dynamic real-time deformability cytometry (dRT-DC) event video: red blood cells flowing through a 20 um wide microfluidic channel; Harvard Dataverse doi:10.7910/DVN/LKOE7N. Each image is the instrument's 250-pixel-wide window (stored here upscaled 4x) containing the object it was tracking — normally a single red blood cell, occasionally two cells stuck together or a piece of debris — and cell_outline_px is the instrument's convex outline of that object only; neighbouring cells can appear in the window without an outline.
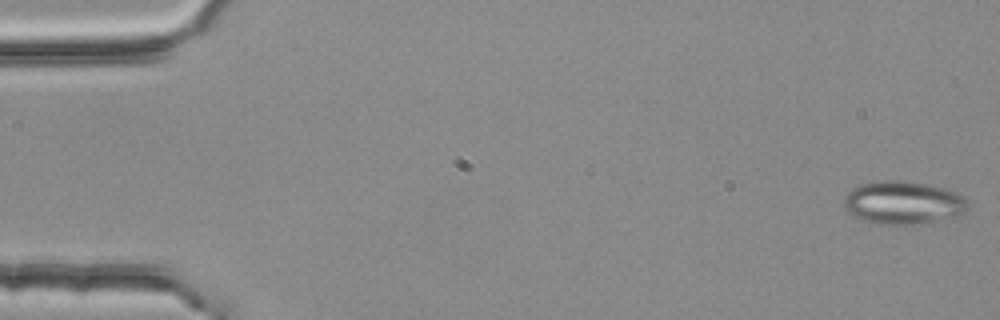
{"species": "common noctule bat (a hibernating species)", "species_latin": "Nyctalus noctula", "temperature_condition": "room temperature", "stored_images_in_passage": 5, "camera_frame_rate_fps": 3000, "um_per_image_px": 0.085, "animal": {"sex": "female", "body_mass_g": 25.1}, "frame": {"image": 1, "passage_image": 1, "time_ms": 0.0, "image_size_px": [1000, 320], "cell_outline_px": [[968, 208], [964, 212], [956, 216], [936, 220], [912, 224], [880, 224], [864, 220], [848, 212], [844, 208], [844, 196], [852, 188], [860, 184], [876, 180], [904, 180], [924, 184], [956, 192], [964, 196], [968, 204]], "centroid_in_image_um": [76.73, 17.21], "position_along_channel_um": 8.3, "area_um2": 30.87}}